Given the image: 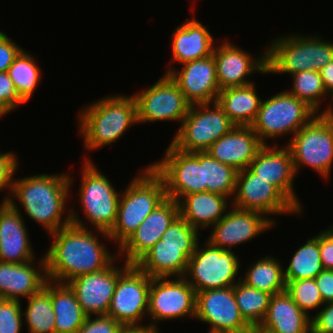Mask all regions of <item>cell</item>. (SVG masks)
Segmentation results:
<instances>
[{
    "mask_svg": "<svg viewBox=\"0 0 333 333\" xmlns=\"http://www.w3.org/2000/svg\"><path fill=\"white\" fill-rule=\"evenodd\" d=\"M198 245L183 276L195 292L234 286L240 268L236 254L232 250L215 247L208 241L203 249Z\"/></svg>",
    "mask_w": 333,
    "mask_h": 333,
    "instance_id": "obj_10",
    "label": "cell"
},
{
    "mask_svg": "<svg viewBox=\"0 0 333 333\" xmlns=\"http://www.w3.org/2000/svg\"><path fill=\"white\" fill-rule=\"evenodd\" d=\"M23 103L8 73L0 72V107L10 113Z\"/></svg>",
    "mask_w": 333,
    "mask_h": 333,
    "instance_id": "obj_42",
    "label": "cell"
},
{
    "mask_svg": "<svg viewBox=\"0 0 333 333\" xmlns=\"http://www.w3.org/2000/svg\"><path fill=\"white\" fill-rule=\"evenodd\" d=\"M319 233V252L323 269L333 270V226Z\"/></svg>",
    "mask_w": 333,
    "mask_h": 333,
    "instance_id": "obj_47",
    "label": "cell"
},
{
    "mask_svg": "<svg viewBox=\"0 0 333 333\" xmlns=\"http://www.w3.org/2000/svg\"><path fill=\"white\" fill-rule=\"evenodd\" d=\"M212 55L216 62L220 90L253 83L246 78L255 71L267 73V52L262 57L254 58L247 51L226 41L214 48Z\"/></svg>",
    "mask_w": 333,
    "mask_h": 333,
    "instance_id": "obj_22",
    "label": "cell"
},
{
    "mask_svg": "<svg viewBox=\"0 0 333 333\" xmlns=\"http://www.w3.org/2000/svg\"><path fill=\"white\" fill-rule=\"evenodd\" d=\"M196 246L160 245V240L135 264L151 278L183 277Z\"/></svg>",
    "mask_w": 333,
    "mask_h": 333,
    "instance_id": "obj_27",
    "label": "cell"
},
{
    "mask_svg": "<svg viewBox=\"0 0 333 333\" xmlns=\"http://www.w3.org/2000/svg\"><path fill=\"white\" fill-rule=\"evenodd\" d=\"M234 296L244 321L251 327H259L267 313L272 294L254 289L238 278Z\"/></svg>",
    "mask_w": 333,
    "mask_h": 333,
    "instance_id": "obj_34",
    "label": "cell"
},
{
    "mask_svg": "<svg viewBox=\"0 0 333 333\" xmlns=\"http://www.w3.org/2000/svg\"><path fill=\"white\" fill-rule=\"evenodd\" d=\"M281 263L272 256H266L253 263L241 280L254 289L272 295L286 291L284 270Z\"/></svg>",
    "mask_w": 333,
    "mask_h": 333,
    "instance_id": "obj_32",
    "label": "cell"
},
{
    "mask_svg": "<svg viewBox=\"0 0 333 333\" xmlns=\"http://www.w3.org/2000/svg\"><path fill=\"white\" fill-rule=\"evenodd\" d=\"M286 292L271 297L259 328L270 333H311V317Z\"/></svg>",
    "mask_w": 333,
    "mask_h": 333,
    "instance_id": "obj_26",
    "label": "cell"
},
{
    "mask_svg": "<svg viewBox=\"0 0 333 333\" xmlns=\"http://www.w3.org/2000/svg\"><path fill=\"white\" fill-rule=\"evenodd\" d=\"M195 318L210 324V330L250 333L234 296V286L196 292Z\"/></svg>",
    "mask_w": 333,
    "mask_h": 333,
    "instance_id": "obj_16",
    "label": "cell"
},
{
    "mask_svg": "<svg viewBox=\"0 0 333 333\" xmlns=\"http://www.w3.org/2000/svg\"><path fill=\"white\" fill-rule=\"evenodd\" d=\"M211 104L213 109L211 110ZM171 145L185 153L205 152L236 125L217 103L190 105Z\"/></svg>",
    "mask_w": 333,
    "mask_h": 333,
    "instance_id": "obj_7",
    "label": "cell"
},
{
    "mask_svg": "<svg viewBox=\"0 0 333 333\" xmlns=\"http://www.w3.org/2000/svg\"><path fill=\"white\" fill-rule=\"evenodd\" d=\"M79 123L86 149L110 145L138 123L135 97L120 94L93 102L79 113Z\"/></svg>",
    "mask_w": 333,
    "mask_h": 333,
    "instance_id": "obj_3",
    "label": "cell"
},
{
    "mask_svg": "<svg viewBox=\"0 0 333 333\" xmlns=\"http://www.w3.org/2000/svg\"><path fill=\"white\" fill-rule=\"evenodd\" d=\"M17 156L11 151L8 153H0V191L9 189L11 192L14 174L18 164Z\"/></svg>",
    "mask_w": 333,
    "mask_h": 333,
    "instance_id": "obj_44",
    "label": "cell"
},
{
    "mask_svg": "<svg viewBox=\"0 0 333 333\" xmlns=\"http://www.w3.org/2000/svg\"><path fill=\"white\" fill-rule=\"evenodd\" d=\"M215 225L207 241L223 250L230 251L233 246L250 241L275 222L257 211L241 210L233 206Z\"/></svg>",
    "mask_w": 333,
    "mask_h": 333,
    "instance_id": "obj_18",
    "label": "cell"
},
{
    "mask_svg": "<svg viewBox=\"0 0 333 333\" xmlns=\"http://www.w3.org/2000/svg\"><path fill=\"white\" fill-rule=\"evenodd\" d=\"M292 77L293 86L290 89L291 91L288 90V92L318 113L319 106L322 103L321 99L324 98V95H328L324 89L319 71H302L292 74Z\"/></svg>",
    "mask_w": 333,
    "mask_h": 333,
    "instance_id": "obj_38",
    "label": "cell"
},
{
    "mask_svg": "<svg viewBox=\"0 0 333 333\" xmlns=\"http://www.w3.org/2000/svg\"><path fill=\"white\" fill-rule=\"evenodd\" d=\"M208 333H232V332H223V331H213V330H210Z\"/></svg>",
    "mask_w": 333,
    "mask_h": 333,
    "instance_id": "obj_52",
    "label": "cell"
},
{
    "mask_svg": "<svg viewBox=\"0 0 333 333\" xmlns=\"http://www.w3.org/2000/svg\"><path fill=\"white\" fill-rule=\"evenodd\" d=\"M238 171L203 152V185L206 191L231 197L235 193Z\"/></svg>",
    "mask_w": 333,
    "mask_h": 333,
    "instance_id": "obj_36",
    "label": "cell"
},
{
    "mask_svg": "<svg viewBox=\"0 0 333 333\" xmlns=\"http://www.w3.org/2000/svg\"><path fill=\"white\" fill-rule=\"evenodd\" d=\"M314 279L324 303L333 301V270L324 269Z\"/></svg>",
    "mask_w": 333,
    "mask_h": 333,
    "instance_id": "obj_48",
    "label": "cell"
},
{
    "mask_svg": "<svg viewBox=\"0 0 333 333\" xmlns=\"http://www.w3.org/2000/svg\"><path fill=\"white\" fill-rule=\"evenodd\" d=\"M21 303L17 300H0V333H20L23 319Z\"/></svg>",
    "mask_w": 333,
    "mask_h": 333,
    "instance_id": "obj_41",
    "label": "cell"
},
{
    "mask_svg": "<svg viewBox=\"0 0 333 333\" xmlns=\"http://www.w3.org/2000/svg\"><path fill=\"white\" fill-rule=\"evenodd\" d=\"M319 252V235L308 241L295 252L284 270L285 280L313 279L323 271Z\"/></svg>",
    "mask_w": 333,
    "mask_h": 333,
    "instance_id": "obj_35",
    "label": "cell"
},
{
    "mask_svg": "<svg viewBox=\"0 0 333 333\" xmlns=\"http://www.w3.org/2000/svg\"><path fill=\"white\" fill-rule=\"evenodd\" d=\"M250 333H270L264 329H261L259 327H254L252 328V330L250 331Z\"/></svg>",
    "mask_w": 333,
    "mask_h": 333,
    "instance_id": "obj_51",
    "label": "cell"
},
{
    "mask_svg": "<svg viewBox=\"0 0 333 333\" xmlns=\"http://www.w3.org/2000/svg\"><path fill=\"white\" fill-rule=\"evenodd\" d=\"M150 287L151 277L136 265H129L118 276L107 316L112 317L123 327L147 329V326L141 325L139 321L148 312Z\"/></svg>",
    "mask_w": 333,
    "mask_h": 333,
    "instance_id": "obj_11",
    "label": "cell"
},
{
    "mask_svg": "<svg viewBox=\"0 0 333 333\" xmlns=\"http://www.w3.org/2000/svg\"><path fill=\"white\" fill-rule=\"evenodd\" d=\"M14 201L0 204V262L26 263L34 259L24 219Z\"/></svg>",
    "mask_w": 333,
    "mask_h": 333,
    "instance_id": "obj_23",
    "label": "cell"
},
{
    "mask_svg": "<svg viewBox=\"0 0 333 333\" xmlns=\"http://www.w3.org/2000/svg\"><path fill=\"white\" fill-rule=\"evenodd\" d=\"M150 166L163 179L167 198L177 202L188 194L206 192L203 152L185 153L170 144L163 159Z\"/></svg>",
    "mask_w": 333,
    "mask_h": 333,
    "instance_id": "obj_12",
    "label": "cell"
},
{
    "mask_svg": "<svg viewBox=\"0 0 333 333\" xmlns=\"http://www.w3.org/2000/svg\"><path fill=\"white\" fill-rule=\"evenodd\" d=\"M183 65L180 72L169 67L165 74L178 85L186 101L190 105L216 102L220 87L213 55Z\"/></svg>",
    "mask_w": 333,
    "mask_h": 333,
    "instance_id": "obj_20",
    "label": "cell"
},
{
    "mask_svg": "<svg viewBox=\"0 0 333 333\" xmlns=\"http://www.w3.org/2000/svg\"><path fill=\"white\" fill-rule=\"evenodd\" d=\"M118 333H149V331L139 327H123Z\"/></svg>",
    "mask_w": 333,
    "mask_h": 333,
    "instance_id": "obj_50",
    "label": "cell"
},
{
    "mask_svg": "<svg viewBox=\"0 0 333 333\" xmlns=\"http://www.w3.org/2000/svg\"><path fill=\"white\" fill-rule=\"evenodd\" d=\"M133 96L138 123L167 120L182 123L190 107L183 92L168 74L163 75L151 88Z\"/></svg>",
    "mask_w": 333,
    "mask_h": 333,
    "instance_id": "obj_15",
    "label": "cell"
},
{
    "mask_svg": "<svg viewBox=\"0 0 333 333\" xmlns=\"http://www.w3.org/2000/svg\"><path fill=\"white\" fill-rule=\"evenodd\" d=\"M5 114H7V113L0 107V117H2Z\"/></svg>",
    "mask_w": 333,
    "mask_h": 333,
    "instance_id": "obj_53",
    "label": "cell"
},
{
    "mask_svg": "<svg viewBox=\"0 0 333 333\" xmlns=\"http://www.w3.org/2000/svg\"><path fill=\"white\" fill-rule=\"evenodd\" d=\"M311 318V333H333V301Z\"/></svg>",
    "mask_w": 333,
    "mask_h": 333,
    "instance_id": "obj_46",
    "label": "cell"
},
{
    "mask_svg": "<svg viewBox=\"0 0 333 333\" xmlns=\"http://www.w3.org/2000/svg\"><path fill=\"white\" fill-rule=\"evenodd\" d=\"M267 52V73L320 71L333 61V43L317 35L303 37L289 35L276 38Z\"/></svg>",
    "mask_w": 333,
    "mask_h": 333,
    "instance_id": "obj_5",
    "label": "cell"
},
{
    "mask_svg": "<svg viewBox=\"0 0 333 333\" xmlns=\"http://www.w3.org/2000/svg\"><path fill=\"white\" fill-rule=\"evenodd\" d=\"M286 292L293 301L309 315L308 310L317 309L324 305L315 279L285 280Z\"/></svg>",
    "mask_w": 333,
    "mask_h": 333,
    "instance_id": "obj_39",
    "label": "cell"
},
{
    "mask_svg": "<svg viewBox=\"0 0 333 333\" xmlns=\"http://www.w3.org/2000/svg\"><path fill=\"white\" fill-rule=\"evenodd\" d=\"M22 50L7 34L0 31V72H7Z\"/></svg>",
    "mask_w": 333,
    "mask_h": 333,
    "instance_id": "obj_45",
    "label": "cell"
},
{
    "mask_svg": "<svg viewBox=\"0 0 333 333\" xmlns=\"http://www.w3.org/2000/svg\"><path fill=\"white\" fill-rule=\"evenodd\" d=\"M168 280L167 277L151 278L148 316L153 320L147 325L149 333H159L157 321L172 320L196 315V292L184 277ZM157 320V321H156Z\"/></svg>",
    "mask_w": 333,
    "mask_h": 333,
    "instance_id": "obj_13",
    "label": "cell"
},
{
    "mask_svg": "<svg viewBox=\"0 0 333 333\" xmlns=\"http://www.w3.org/2000/svg\"><path fill=\"white\" fill-rule=\"evenodd\" d=\"M70 216L69 225L50 234L53 242L44 255L49 281L66 284L80 275L105 269L117 261L116 255L98 242V235H93L72 209Z\"/></svg>",
    "mask_w": 333,
    "mask_h": 333,
    "instance_id": "obj_1",
    "label": "cell"
},
{
    "mask_svg": "<svg viewBox=\"0 0 333 333\" xmlns=\"http://www.w3.org/2000/svg\"><path fill=\"white\" fill-rule=\"evenodd\" d=\"M79 200L86 218L94 225L96 231L107 239L113 228L118 212L121 193H118L108 178L100 173L92 161L84 160Z\"/></svg>",
    "mask_w": 333,
    "mask_h": 333,
    "instance_id": "obj_9",
    "label": "cell"
},
{
    "mask_svg": "<svg viewBox=\"0 0 333 333\" xmlns=\"http://www.w3.org/2000/svg\"><path fill=\"white\" fill-rule=\"evenodd\" d=\"M71 180L68 174L25 176L13 180L10 192L12 197L9 194L3 199L19 200L27 215L51 234L71 223L69 211L67 216L62 218L71 189Z\"/></svg>",
    "mask_w": 333,
    "mask_h": 333,
    "instance_id": "obj_2",
    "label": "cell"
},
{
    "mask_svg": "<svg viewBox=\"0 0 333 333\" xmlns=\"http://www.w3.org/2000/svg\"><path fill=\"white\" fill-rule=\"evenodd\" d=\"M198 230L178 216L163 233L160 245L197 246Z\"/></svg>",
    "mask_w": 333,
    "mask_h": 333,
    "instance_id": "obj_40",
    "label": "cell"
},
{
    "mask_svg": "<svg viewBox=\"0 0 333 333\" xmlns=\"http://www.w3.org/2000/svg\"><path fill=\"white\" fill-rule=\"evenodd\" d=\"M234 196L231 203L241 210L257 211L265 216L302 213L276 186L249 168L238 171Z\"/></svg>",
    "mask_w": 333,
    "mask_h": 333,
    "instance_id": "obj_14",
    "label": "cell"
},
{
    "mask_svg": "<svg viewBox=\"0 0 333 333\" xmlns=\"http://www.w3.org/2000/svg\"><path fill=\"white\" fill-rule=\"evenodd\" d=\"M29 333H55V313L50 296V281L28 298L23 312Z\"/></svg>",
    "mask_w": 333,
    "mask_h": 333,
    "instance_id": "obj_33",
    "label": "cell"
},
{
    "mask_svg": "<svg viewBox=\"0 0 333 333\" xmlns=\"http://www.w3.org/2000/svg\"><path fill=\"white\" fill-rule=\"evenodd\" d=\"M114 263L115 261L105 269L80 275L66 283L88 316L107 315L118 276L129 266L125 262L123 268H118Z\"/></svg>",
    "mask_w": 333,
    "mask_h": 333,
    "instance_id": "obj_17",
    "label": "cell"
},
{
    "mask_svg": "<svg viewBox=\"0 0 333 333\" xmlns=\"http://www.w3.org/2000/svg\"><path fill=\"white\" fill-rule=\"evenodd\" d=\"M178 216V203L174 199L166 198L118 247L120 256L126 255L124 262L135 265L162 238L163 233Z\"/></svg>",
    "mask_w": 333,
    "mask_h": 333,
    "instance_id": "obj_19",
    "label": "cell"
},
{
    "mask_svg": "<svg viewBox=\"0 0 333 333\" xmlns=\"http://www.w3.org/2000/svg\"><path fill=\"white\" fill-rule=\"evenodd\" d=\"M262 145L251 126H235L206 152L219 162L240 171L249 167Z\"/></svg>",
    "mask_w": 333,
    "mask_h": 333,
    "instance_id": "obj_25",
    "label": "cell"
},
{
    "mask_svg": "<svg viewBox=\"0 0 333 333\" xmlns=\"http://www.w3.org/2000/svg\"><path fill=\"white\" fill-rule=\"evenodd\" d=\"M259 178L276 186L300 211V201L294 192L296 171L288 146H261L248 167Z\"/></svg>",
    "mask_w": 333,
    "mask_h": 333,
    "instance_id": "obj_21",
    "label": "cell"
},
{
    "mask_svg": "<svg viewBox=\"0 0 333 333\" xmlns=\"http://www.w3.org/2000/svg\"><path fill=\"white\" fill-rule=\"evenodd\" d=\"M317 113L287 90L261 101L258 115L251 125L264 145L269 138L295 135ZM266 139V140H264Z\"/></svg>",
    "mask_w": 333,
    "mask_h": 333,
    "instance_id": "obj_8",
    "label": "cell"
},
{
    "mask_svg": "<svg viewBox=\"0 0 333 333\" xmlns=\"http://www.w3.org/2000/svg\"><path fill=\"white\" fill-rule=\"evenodd\" d=\"M293 136L287 146L296 173L306 165L328 178L333 163V108L316 114Z\"/></svg>",
    "mask_w": 333,
    "mask_h": 333,
    "instance_id": "obj_6",
    "label": "cell"
},
{
    "mask_svg": "<svg viewBox=\"0 0 333 333\" xmlns=\"http://www.w3.org/2000/svg\"><path fill=\"white\" fill-rule=\"evenodd\" d=\"M20 98L27 102L41 79L40 68L35 58L24 49L19 53L7 71Z\"/></svg>",
    "mask_w": 333,
    "mask_h": 333,
    "instance_id": "obj_37",
    "label": "cell"
},
{
    "mask_svg": "<svg viewBox=\"0 0 333 333\" xmlns=\"http://www.w3.org/2000/svg\"><path fill=\"white\" fill-rule=\"evenodd\" d=\"M322 78L324 89L333 100V61L322 67L319 71ZM333 103V101H332Z\"/></svg>",
    "mask_w": 333,
    "mask_h": 333,
    "instance_id": "obj_49",
    "label": "cell"
},
{
    "mask_svg": "<svg viewBox=\"0 0 333 333\" xmlns=\"http://www.w3.org/2000/svg\"><path fill=\"white\" fill-rule=\"evenodd\" d=\"M33 261L35 260L26 263L0 262L2 299L20 301V297L29 298L45 286L48 281L45 257L39 261V269L33 266Z\"/></svg>",
    "mask_w": 333,
    "mask_h": 333,
    "instance_id": "obj_24",
    "label": "cell"
},
{
    "mask_svg": "<svg viewBox=\"0 0 333 333\" xmlns=\"http://www.w3.org/2000/svg\"><path fill=\"white\" fill-rule=\"evenodd\" d=\"M262 99L256 94L254 83L220 90L217 103L236 126H251Z\"/></svg>",
    "mask_w": 333,
    "mask_h": 333,
    "instance_id": "obj_30",
    "label": "cell"
},
{
    "mask_svg": "<svg viewBox=\"0 0 333 333\" xmlns=\"http://www.w3.org/2000/svg\"><path fill=\"white\" fill-rule=\"evenodd\" d=\"M227 200L228 197L209 191L191 193L177 201L179 216L196 230H205L224 217L228 208Z\"/></svg>",
    "mask_w": 333,
    "mask_h": 333,
    "instance_id": "obj_28",
    "label": "cell"
},
{
    "mask_svg": "<svg viewBox=\"0 0 333 333\" xmlns=\"http://www.w3.org/2000/svg\"><path fill=\"white\" fill-rule=\"evenodd\" d=\"M214 36L196 18L177 27L172 35L173 61L185 63L206 58L213 53Z\"/></svg>",
    "mask_w": 333,
    "mask_h": 333,
    "instance_id": "obj_29",
    "label": "cell"
},
{
    "mask_svg": "<svg viewBox=\"0 0 333 333\" xmlns=\"http://www.w3.org/2000/svg\"><path fill=\"white\" fill-rule=\"evenodd\" d=\"M88 316L76 333H118L123 326L107 315Z\"/></svg>",
    "mask_w": 333,
    "mask_h": 333,
    "instance_id": "obj_43",
    "label": "cell"
},
{
    "mask_svg": "<svg viewBox=\"0 0 333 333\" xmlns=\"http://www.w3.org/2000/svg\"><path fill=\"white\" fill-rule=\"evenodd\" d=\"M142 174L130 182L120 195L117 218L113 228L108 232L110 239L119 247L133 234L145 218L166 197L163 179L147 165Z\"/></svg>",
    "mask_w": 333,
    "mask_h": 333,
    "instance_id": "obj_4",
    "label": "cell"
},
{
    "mask_svg": "<svg viewBox=\"0 0 333 333\" xmlns=\"http://www.w3.org/2000/svg\"><path fill=\"white\" fill-rule=\"evenodd\" d=\"M53 283L50 281V296L55 313V333H76L88 315L67 284Z\"/></svg>",
    "mask_w": 333,
    "mask_h": 333,
    "instance_id": "obj_31",
    "label": "cell"
}]
</instances>
